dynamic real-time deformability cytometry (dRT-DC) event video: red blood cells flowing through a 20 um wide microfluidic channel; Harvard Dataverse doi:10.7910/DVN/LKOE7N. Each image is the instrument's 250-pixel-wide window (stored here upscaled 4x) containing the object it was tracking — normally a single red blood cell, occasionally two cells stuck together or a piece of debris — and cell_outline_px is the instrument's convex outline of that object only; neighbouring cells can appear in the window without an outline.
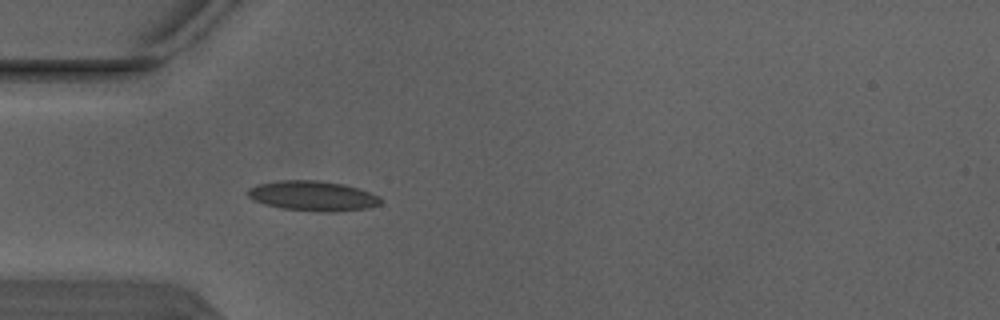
{"species": "Egyptian fruit bat (a non-hibernating species)", "species_latin": "Rousettus aegyptiacus", "temperature_condition": "warm", "stored_images_in_passage": 3, "camera_frame_rate_fps": 3000, "um_per_image_px": 0.085, "animal": {"sex": "male"}, "frame": {"image": 1, "passage_image": 3, "time_ms": 0.667, "image_size_px": [1000, 320], "cell_outline_px": [[380, 204], [368, 208], [336, 212], [324, 212], [280, 208], [264, 204], [252, 200], [244, 192], [248, 188], [256, 184], [280, 180], [316, 180], [344, 184], [380, 196]], "centroid_in_image_um": [26.52, 16.65], "position_along_channel_um": 58.5, "area_um2": 23.35}}